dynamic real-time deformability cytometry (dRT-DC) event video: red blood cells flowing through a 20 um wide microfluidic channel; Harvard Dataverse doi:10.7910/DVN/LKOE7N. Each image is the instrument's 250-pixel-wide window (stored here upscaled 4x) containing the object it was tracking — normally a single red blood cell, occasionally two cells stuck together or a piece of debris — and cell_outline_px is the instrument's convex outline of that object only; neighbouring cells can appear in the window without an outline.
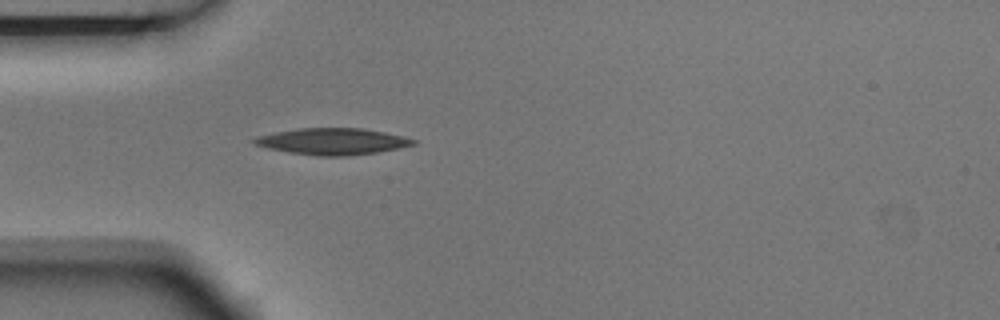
{"species": "Egyptian fruit bat (a non-hibernating species)", "species_latin": "Rousettus aegyptiacus", "temperature_condition": "room temperature", "stored_images_in_passage": 5, "camera_frame_rate_fps": 3000, "um_per_image_px": 0.085, "animal": {"sex": "male"}, "frame": {"image": 1, "passage_image": 5, "time_ms": 1.333, "image_size_px": [1000, 320], "cell_outline_px": [[416, 144], [400, 148], [376, 152], [348, 156], [316, 156], [288, 152], [268, 148], [256, 144], [248, 140], [256, 136], [296, 128], [360, 128], [384, 132], [404, 136], [416, 140]], "centroid_in_image_um": [28.24, 12.02], "position_along_channel_um": 56.8, "area_um2": 24.62}}